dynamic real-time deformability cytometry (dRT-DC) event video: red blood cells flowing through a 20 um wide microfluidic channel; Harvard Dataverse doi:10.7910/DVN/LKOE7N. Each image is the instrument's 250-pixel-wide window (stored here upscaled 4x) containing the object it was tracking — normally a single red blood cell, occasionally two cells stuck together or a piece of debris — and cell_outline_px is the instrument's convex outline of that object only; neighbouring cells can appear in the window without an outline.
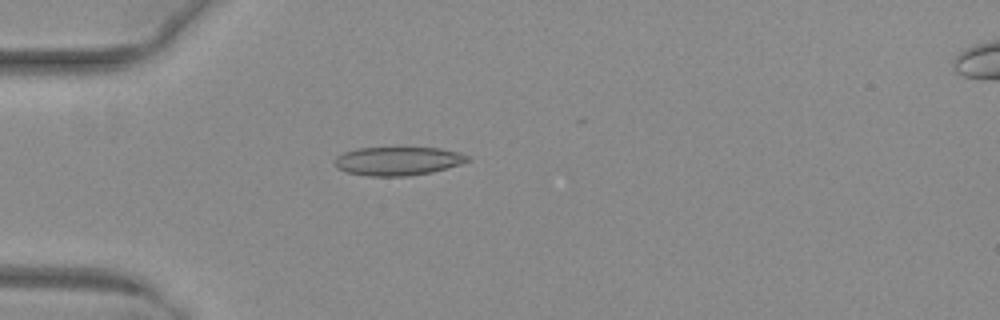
{"species": "common noctule bat (a hibernating species)", "species_latin": "Nyctalus noctula", "temperature_condition": "warm", "stored_images_in_passage": 27, "camera_frame_rate_fps": 3000, "um_per_image_px": 0.085, "animal": {"sex": "female", "body_mass_g": 29.2, "forearm_length_mm": 56.3}, "frame": {"image": 1, "passage_image": 16, "time_ms": 5.0, "image_size_px": [1000, 320], "cell_outline_px": [[472, 160], [460, 164], [432, 172], [408, 176], [368, 176], [348, 172], [336, 168], [336, 156], [344, 152], [356, 148], [440, 148], [460, 152], [468, 156]], "centroid_in_image_um": [33.84, 13.69], "position_along_channel_um": 51.2, "area_um2": 22.08}}
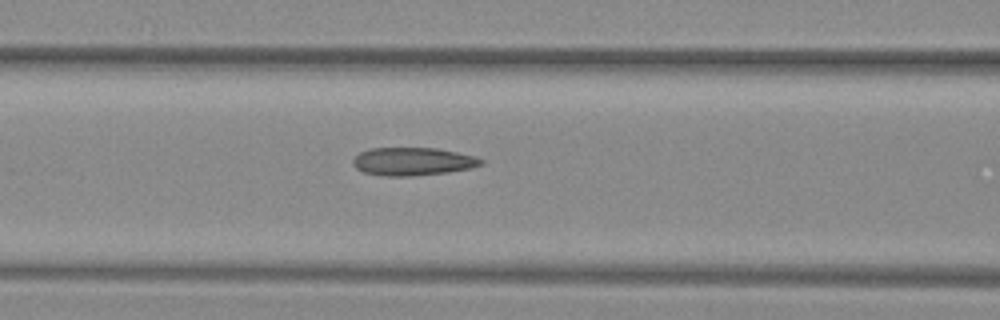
{"frame": {"image": 2, "passage_image": 23, "time_ms": 7.333, "image_size_px": [1000, 320], "cell_outline_px": [[484, 164], [472, 168], [448, 172], [412, 176], [388, 176], [364, 172], [356, 168], [352, 164], [352, 160], [360, 152], [368, 148], [436, 148], [476, 156], [484, 160]], "centroid_in_image_um": [35.11, 13.72], "position_along_channel_um": 131.5, "area_um2": 20.98}}
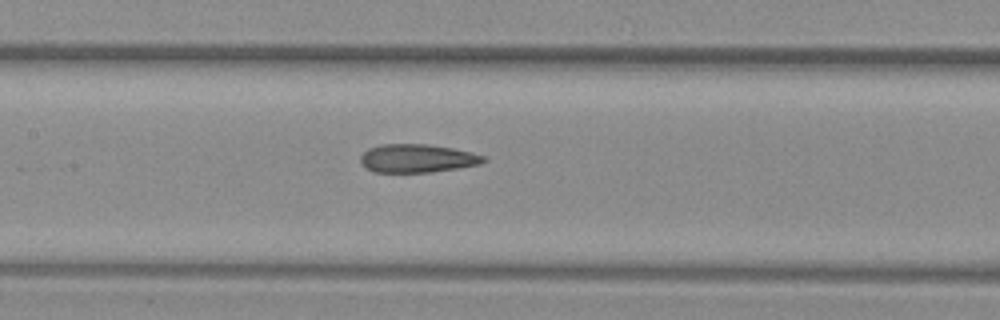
{"frame": {"image": 3, "passage_image": 26, "time_ms": 8.333, "image_size_px": [1000, 320], "cell_outline_px": [[488, 160], [480, 164], [432, 172], [372, 172], [364, 168], [360, 160], [360, 156], [368, 148], [380, 144], [428, 144], [452, 148], [472, 152], [484, 156]], "centroid_in_image_um": [35.44, 13.46], "position_along_channel_um": 172.0, "area_um2": 20.46}}